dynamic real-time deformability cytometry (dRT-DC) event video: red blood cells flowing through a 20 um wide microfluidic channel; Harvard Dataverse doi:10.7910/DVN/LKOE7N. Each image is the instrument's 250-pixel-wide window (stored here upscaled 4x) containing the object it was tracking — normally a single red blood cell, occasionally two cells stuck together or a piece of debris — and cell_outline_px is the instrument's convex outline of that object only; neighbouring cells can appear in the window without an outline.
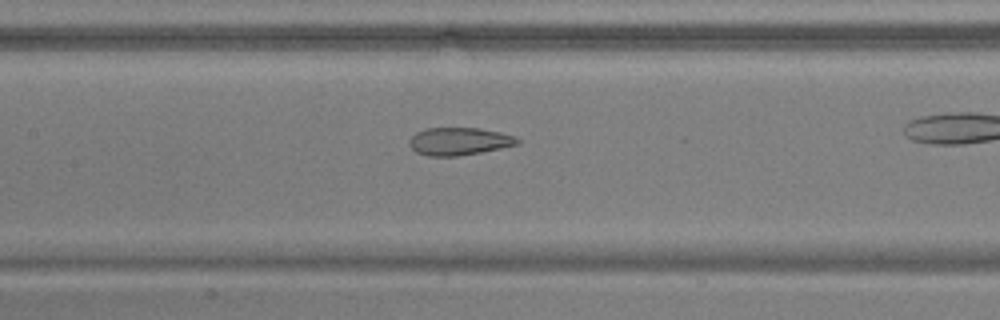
{"species": "common noctule bat (a hibernating species)", "species_latin": "Nyctalus noctula", "temperature_condition": "warm", "stored_images_in_passage": 18, "camera_frame_rate_fps": 3000, "um_per_image_px": 0.085, "animal": {"sex": "male", "body_mass_g": 17.9, "forearm_length_mm": 54.2}, "frame": {"image": 1, "passage_image": 16, "time_ms": 5.0, "image_size_px": [1000, 320], "cell_outline_px": [[520, 144], [480, 152], [456, 156], [428, 156], [416, 152], [408, 144], [408, 140], [416, 132], [424, 128], [480, 128], [500, 132], [516, 136], [520, 140]], "centroid_in_image_um": [39.02, 12.0], "position_along_channel_um": 168.4, "area_um2": 17.51}}